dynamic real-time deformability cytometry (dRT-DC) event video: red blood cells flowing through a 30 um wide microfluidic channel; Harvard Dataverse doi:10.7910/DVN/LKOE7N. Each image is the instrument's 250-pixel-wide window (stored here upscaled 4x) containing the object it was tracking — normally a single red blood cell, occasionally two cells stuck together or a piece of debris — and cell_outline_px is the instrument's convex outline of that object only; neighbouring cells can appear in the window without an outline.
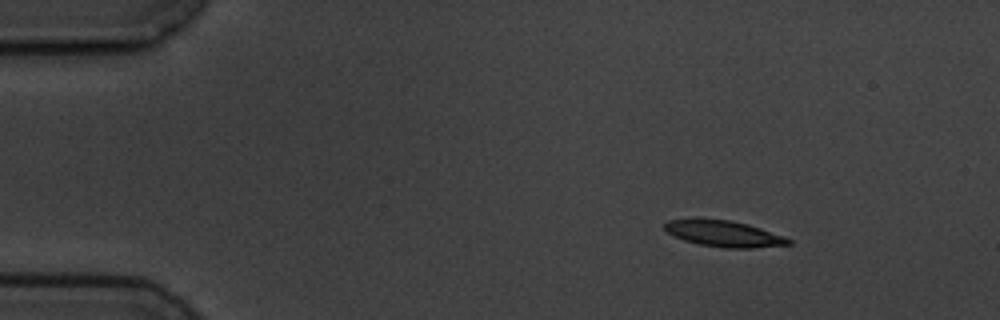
{"species": "common noctule bat (a hibernating species)", "species_latin": "Nyctalus noctula", "temperature_condition": "cold", "stored_images_in_passage": 8, "camera_frame_rate_fps": 3000, "um_per_image_px": 0.085, "animal": {"sex": "male", "body_mass_g": 19.5, "forearm_length_mm": 54.6}, "frame": {"image": 1, "passage_image": 2, "time_ms": 1.333, "image_size_px": [1000, 320], "cell_outline_px": [[792, 244], [752, 248], [724, 248], [700, 244], [684, 240], [668, 232], [664, 228], [664, 224], [668, 220], [732, 220], [748, 224], [784, 236], [792, 240]], "centroid_in_image_um": [61.6, 19.88], "position_along_channel_um": 23.4, "area_um2": 18.44}}
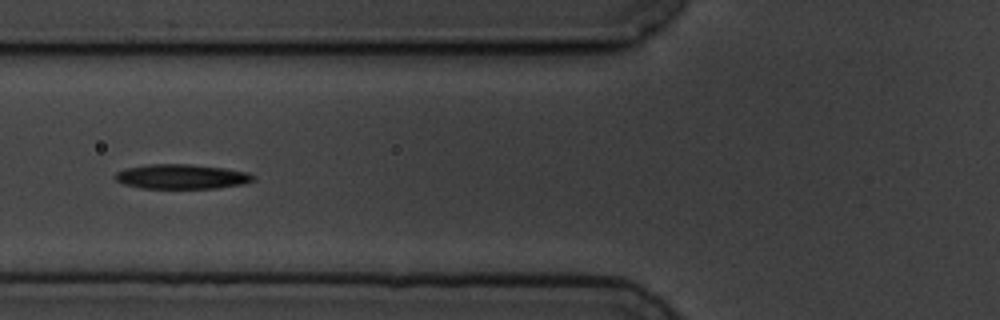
{"frame": {"image": 2, "passage_image": 6, "time_ms": 6.0, "image_size_px": [1000, 320], "cell_outline_px": [[256, 180], [244, 184], [216, 188], [140, 188], [124, 184], [116, 180], [116, 172], [124, 168], [148, 164], [188, 164], [224, 168], [248, 172], [256, 176]], "centroid_in_image_um": [15.47, 15.01], "position_along_channel_um": 110.3, "area_um2": 19.94}}
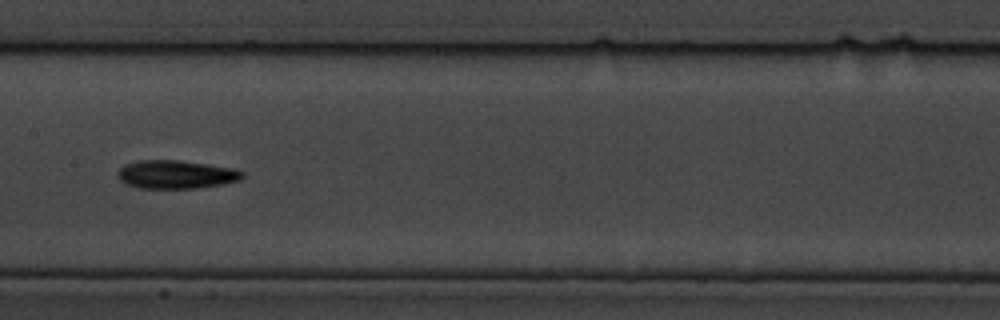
{"frame": {"image": 3, "passage_image": 8, "time_ms": 8.333, "image_size_px": [1000, 320], "cell_outline_px": [[244, 176], [240, 180], [224, 184], [196, 188], [136, 188], [124, 184], [116, 176], [116, 172], [124, 164], [140, 160], [180, 160], [208, 164], [232, 168], [244, 172]], "centroid_in_image_um": [14.92, 14.83], "position_along_channel_um": 192.5, "area_um2": 20.87}}